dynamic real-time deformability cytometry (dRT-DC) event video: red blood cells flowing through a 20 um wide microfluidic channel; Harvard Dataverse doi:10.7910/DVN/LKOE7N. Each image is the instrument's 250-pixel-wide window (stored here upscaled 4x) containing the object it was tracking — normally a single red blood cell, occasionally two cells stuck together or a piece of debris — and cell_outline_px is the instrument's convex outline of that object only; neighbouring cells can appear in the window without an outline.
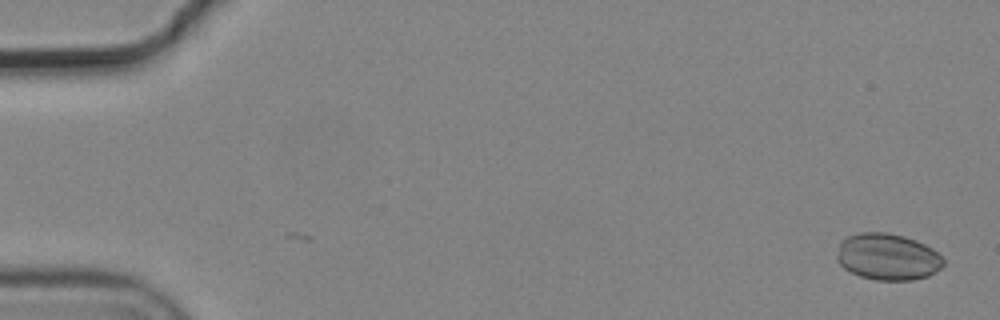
{"species": "common noctule bat (a hibernating species)", "species_latin": "Nyctalus noctula", "temperature_condition": "cold", "stored_images_in_passage": 5, "camera_frame_rate_fps": 3000, "um_per_image_px": 0.085, "animal": {"sex": "male", "body_mass_g": 19.2, "forearm_length_mm": 51.8}, "frame": {"image": 1, "passage_image": 1, "time_ms": 0.0, "image_size_px": [1000, 320], "cell_outline_px": [[944, 264], [936, 272], [928, 276], [912, 280], [876, 280], [860, 276], [844, 268], [836, 260], [836, 256], [840, 240], [848, 236], [860, 232], [888, 232], [904, 236], [916, 240], [932, 248], [944, 260]], "centroid_in_image_um": [75.43, 21.82], "position_along_channel_um": 9.6, "area_um2": 29.07}}
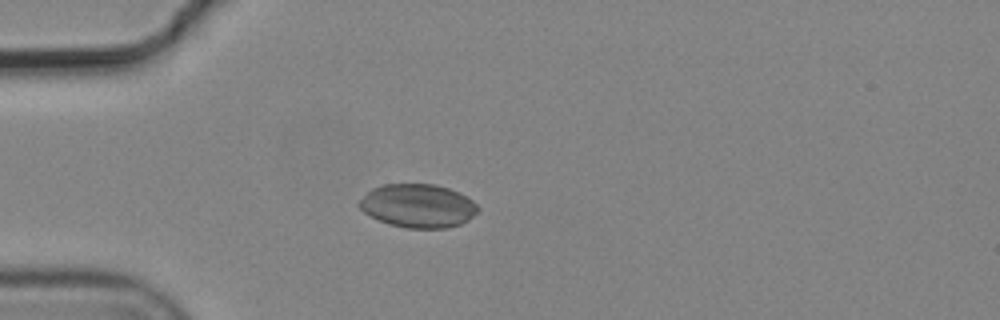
{"frame": {"image": 2, "passage_image": 5, "time_ms": 1.333, "image_size_px": [1000, 320], "cell_outline_px": [[480, 208], [468, 220], [460, 224], [448, 228], [408, 228], [388, 224], [364, 212], [356, 204], [372, 188], [384, 184], [436, 184], [460, 192], [472, 200]], "centroid_in_image_um": [35.54, 17.49], "position_along_channel_um": 49.5, "area_um2": 30.06}}